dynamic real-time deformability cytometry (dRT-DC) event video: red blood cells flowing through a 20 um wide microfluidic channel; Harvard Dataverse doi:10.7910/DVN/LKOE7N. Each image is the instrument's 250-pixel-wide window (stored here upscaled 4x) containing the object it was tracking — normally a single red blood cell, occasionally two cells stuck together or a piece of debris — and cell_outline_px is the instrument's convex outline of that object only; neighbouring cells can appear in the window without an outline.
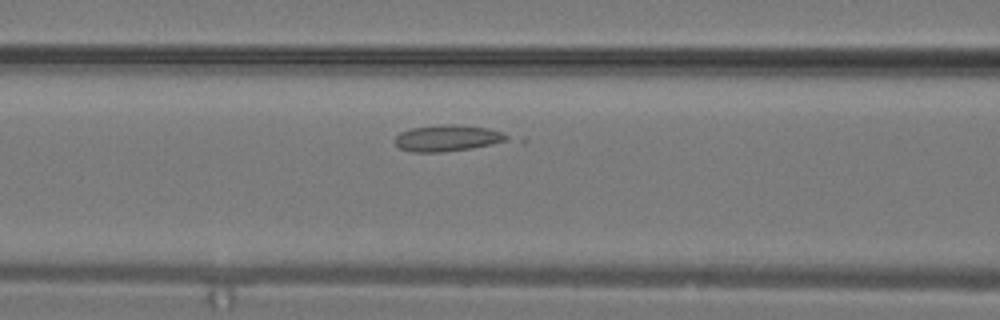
{"species": "common noctule bat (a hibernating species)", "species_latin": "Nyctalus noctula", "temperature_condition": "warm", "stored_images_in_passage": 22, "camera_frame_rate_fps": 3000, "um_per_image_px": 0.085, "animal": {"sex": "male", "body_mass_g": 19.2, "forearm_length_mm": 51.8}, "frame": {"image": 1, "passage_image": 6, "time_ms": 1.667, "image_size_px": [1000, 320], "cell_outline_px": [[508, 140], [472, 148], [440, 152], [412, 152], [400, 148], [392, 140], [400, 132], [412, 128], [440, 124], [452, 124], [488, 128], [500, 132], [508, 136]], "centroid_in_image_um": [37.97, 11.73], "position_along_channel_um": 128.6, "area_um2": 17.05}}
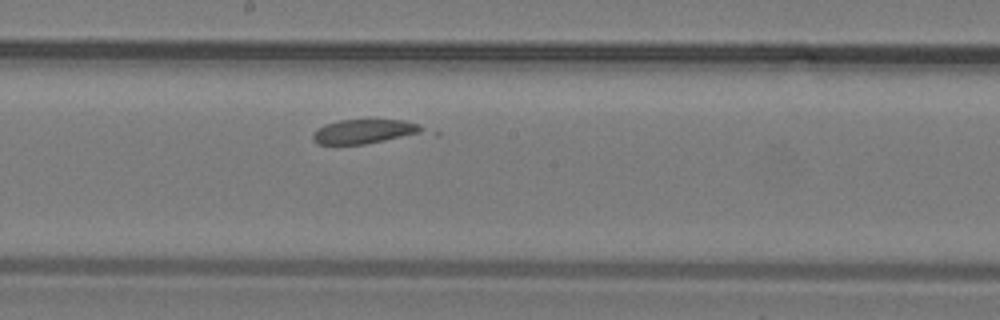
{"frame": {"image": 2, "passage_image": 10, "time_ms": 3.0, "image_size_px": [1000, 320], "cell_outline_px": [[420, 132], [384, 140], [364, 144], [316, 144], [312, 140], [312, 136], [316, 128], [324, 124], [340, 120], [404, 120], [420, 124]], "centroid_in_image_um": [30.83, 11.17], "position_along_channel_um": 217.4, "area_um2": 15.14}}
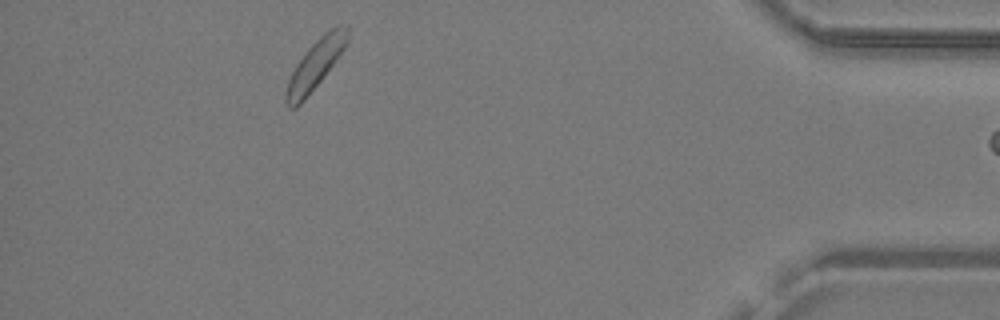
{"frame": {"image": 3, "passage_image": 21, "time_ms": 6.667, "image_size_px": [1000, 320], "cell_outline_px": [[348, 40], [344, 48], [324, 76], [304, 100], [296, 108], [288, 108], [284, 104], [284, 96], [288, 80], [296, 64], [304, 52], [324, 32], [340, 24], [348, 24]], "centroid_in_image_um": [26.77, 5.5], "position_along_channel_um": 408.4, "area_um2": 17.51}}